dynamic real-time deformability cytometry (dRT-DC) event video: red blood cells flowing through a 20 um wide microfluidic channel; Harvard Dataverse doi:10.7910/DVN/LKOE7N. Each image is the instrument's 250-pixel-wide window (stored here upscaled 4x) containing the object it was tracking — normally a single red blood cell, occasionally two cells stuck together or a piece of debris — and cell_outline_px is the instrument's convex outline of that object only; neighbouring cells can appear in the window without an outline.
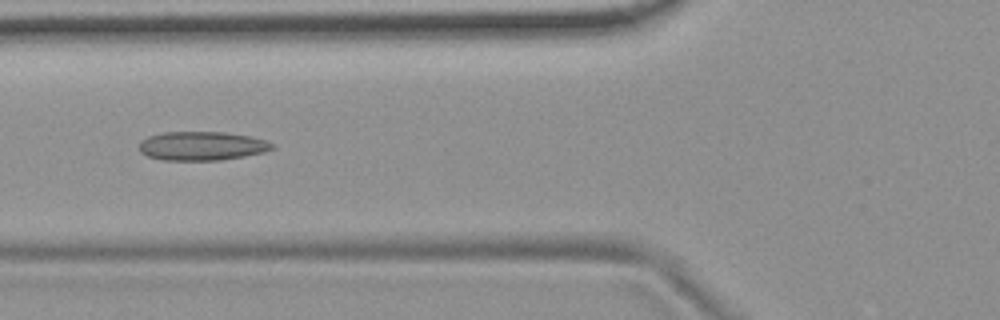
{"species": "common noctule bat (a hibernating species)", "species_latin": "Nyctalus noctula", "temperature_condition": "room temperature", "stored_images_in_passage": 8, "camera_frame_rate_fps": 3000, "um_per_image_px": 0.085, "animal": {"sex": "female", "body_mass_g": 19.9}, "frame": {"image": 1, "passage_image": 6, "time_ms": 1.667, "image_size_px": [1000, 320], "cell_outline_px": [[276, 148], [264, 152], [244, 156], [220, 160], [160, 160], [148, 156], [140, 152], [140, 140], [148, 136], [164, 132], [224, 132], [248, 136], [264, 140], [276, 144]], "centroid_in_image_um": [17.16, 12.41], "position_along_channel_um": 108.6, "area_um2": 22.43}}
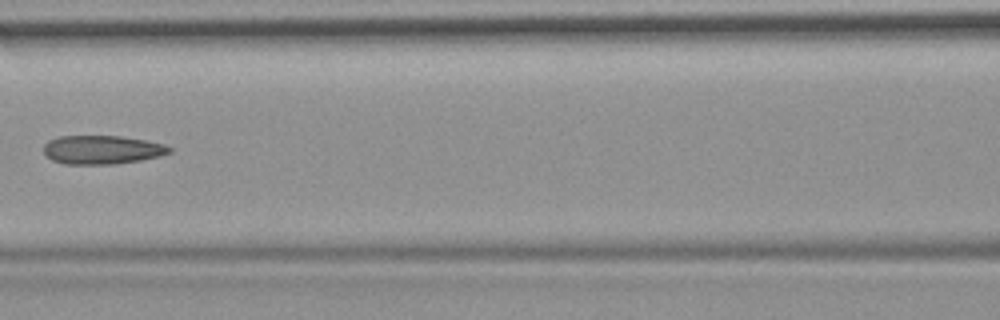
{"frame": {"image": 2, "passage_image": 7, "time_ms": 2.0, "image_size_px": [1000, 320], "cell_outline_px": [[172, 152], [160, 156], [140, 160], [116, 164], [64, 164], [52, 160], [44, 152], [44, 144], [48, 140], [60, 136], [120, 136], [144, 140], [164, 144], [172, 148]], "centroid_in_image_um": [8.68, 12.73], "position_along_channel_um": 157.9, "area_um2": 21.04}}